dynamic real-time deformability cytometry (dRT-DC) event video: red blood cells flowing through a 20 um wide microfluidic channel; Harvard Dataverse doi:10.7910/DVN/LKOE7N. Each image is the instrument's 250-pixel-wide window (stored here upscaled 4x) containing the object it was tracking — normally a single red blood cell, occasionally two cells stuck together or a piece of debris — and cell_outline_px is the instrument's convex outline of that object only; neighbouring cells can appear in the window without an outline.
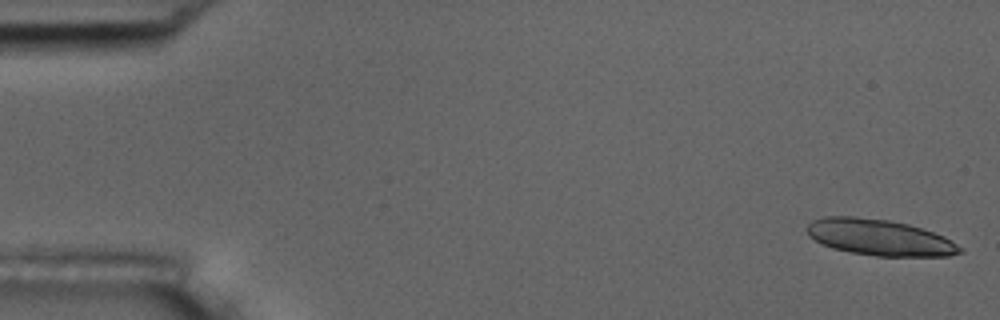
{"species": "common noctule bat (a hibernating species)", "species_latin": "Nyctalus noctula", "temperature_condition": "room temperature", "stored_images_in_passage": 7, "camera_frame_rate_fps": 3000, "um_per_image_px": 0.085, "animal": {"sex": "male", "body_mass_g": 17.5, "forearm_length_mm": 52.3}, "frame": {"image": 1, "passage_image": 1, "time_ms": 0.0, "image_size_px": [1000, 320], "cell_outline_px": [[964, 252], [948, 256], [876, 256], [852, 252], [832, 248], [808, 236], [808, 224], [812, 220], [824, 216], [852, 216], [888, 220], [908, 224], [944, 236], [952, 240], [964, 248]], "centroid_in_image_um": [74.8, 20.18], "position_along_channel_um": 10.2, "area_um2": 32.14}}